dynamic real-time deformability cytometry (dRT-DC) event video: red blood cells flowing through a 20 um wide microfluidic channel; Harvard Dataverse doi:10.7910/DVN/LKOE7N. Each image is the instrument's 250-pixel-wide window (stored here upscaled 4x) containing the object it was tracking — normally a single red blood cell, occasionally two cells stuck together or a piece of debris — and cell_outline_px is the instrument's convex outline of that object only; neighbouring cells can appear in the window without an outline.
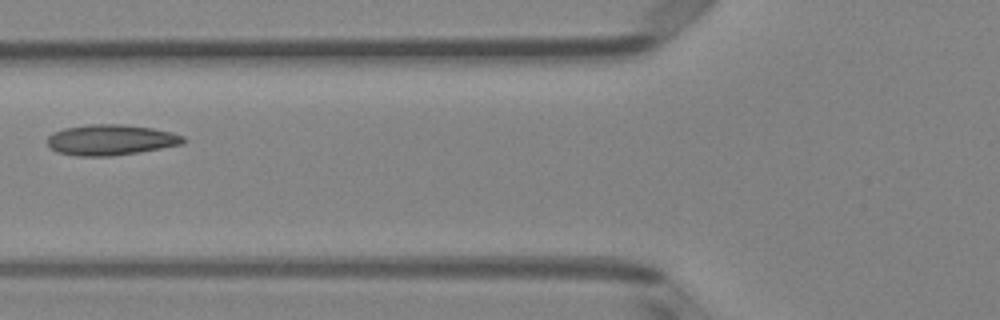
{"species": "Egyptian fruit bat (a non-hibernating species)", "species_latin": "Rousettus aegyptiacus", "temperature_condition": "room temperature", "stored_images_in_passage": 6, "camera_frame_rate_fps": 3000, "um_per_image_px": 0.085, "animal": {"sex": "female"}, "frame": {"image": 1, "passage_image": 6, "time_ms": 1.667, "image_size_px": [1000, 320], "cell_outline_px": [[188, 140], [184, 144], [140, 152], [112, 156], [76, 156], [56, 152], [48, 144], [48, 136], [52, 132], [64, 128], [88, 124], [124, 124], [152, 128], [172, 132], [184, 136]], "centroid_in_image_um": [9.45, 11.89], "position_along_channel_um": 116.4, "area_um2": 24.57}}